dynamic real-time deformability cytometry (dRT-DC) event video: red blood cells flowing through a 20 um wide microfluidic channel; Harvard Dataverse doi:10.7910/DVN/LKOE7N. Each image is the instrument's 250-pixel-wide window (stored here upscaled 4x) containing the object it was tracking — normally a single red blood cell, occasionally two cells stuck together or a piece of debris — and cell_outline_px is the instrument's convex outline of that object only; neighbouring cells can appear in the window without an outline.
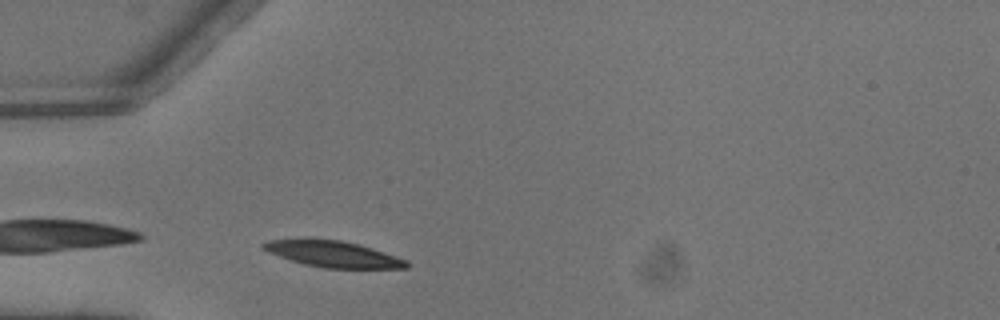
{"species": "common noctule bat (a hibernating species)", "species_latin": "Nyctalus noctula", "temperature_condition": "warm", "stored_images_in_passage": 1, "camera_frame_rate_fps": 3000, "um_per_image_px": 0.085, "animal": {"sex": "male", "body_mass_g": 13.3}, "frame": {"image": 1, "passage_image": 1, "time_ms": 0.0, "image_size_px": [1000, 320], "cell_outline_px": [[408, 268], [324, 268], [304, 264], [268, 252], [260, 248], [260, 244], [268, 240], [308, 236], [340, 240], [372, 248], [408, 260]], "centroid_in_image_um": [28.21, 21.55], "position_along_channel_um": 56.8, "area_um2": 22.37}}